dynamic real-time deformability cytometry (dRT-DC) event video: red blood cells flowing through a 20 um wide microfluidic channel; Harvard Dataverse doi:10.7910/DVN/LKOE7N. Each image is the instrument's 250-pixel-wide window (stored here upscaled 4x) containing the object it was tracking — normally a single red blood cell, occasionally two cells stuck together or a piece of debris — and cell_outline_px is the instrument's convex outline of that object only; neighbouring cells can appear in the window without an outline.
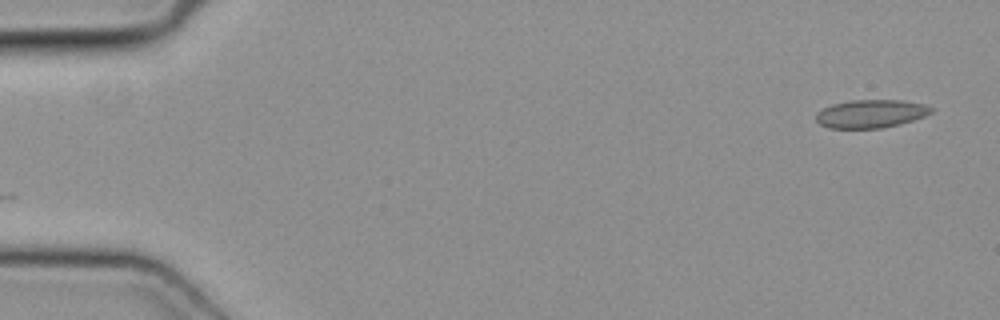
{"species": "common noctule bat (a hibernating species)", "species_latin": "Nyctalus noctula", "temperature_condition": "cold", "stored_images_in_passage": 48, "camera_frame_rate_fps": 3000, "um_per_image_px": 0.085, "animal": {"sex": "female", "body_mass_g": 19.3, "forearm_length_mm": 54.1}, "frame": {"image": 1, "passage_image": 1, "time_ms": 0.0, "image_size_px": [1000, 320], "cell_outline_px": [[932, 112], [924, 116], [900, 124], [880, 128], [828, 128], [820, 124], [816, 120], [816, 112], [832, 104], [852, 100], [900, 100], [924, 104], [932, 108]], "centroid_in_image_um": [74.0, 9.67], "position_along_channel_um": 11.0, "area_um2": 18.79}}
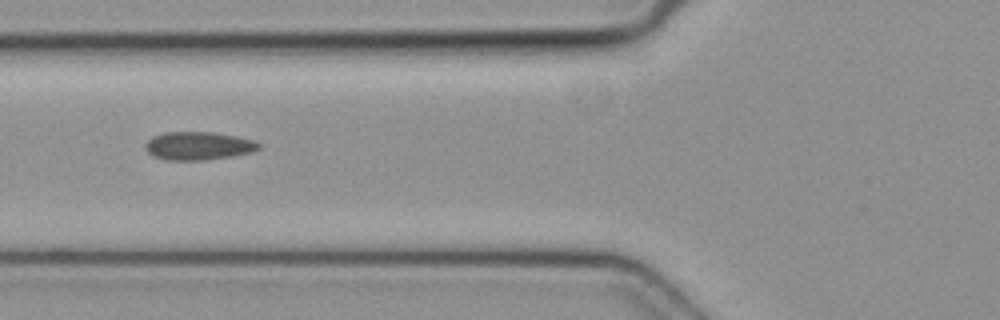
{"frame": {"image": 2, "passage_image": 18, "time_ms": 5.667, "image_size_px": [1000, 320], "cell_outline_px": [[260, 148], [252, 152], [232, 156], [204, 160], [164, 160], [152, 156], [144, 148], [144, 144], [152, 136], [164, 132], [212, 132], [236, 136], [256, 140], [260, 144]], "centroid_in_image_um": [16.84, 12.4], "position_along_channel_um": 109.0, "area_um2": 18.84}}
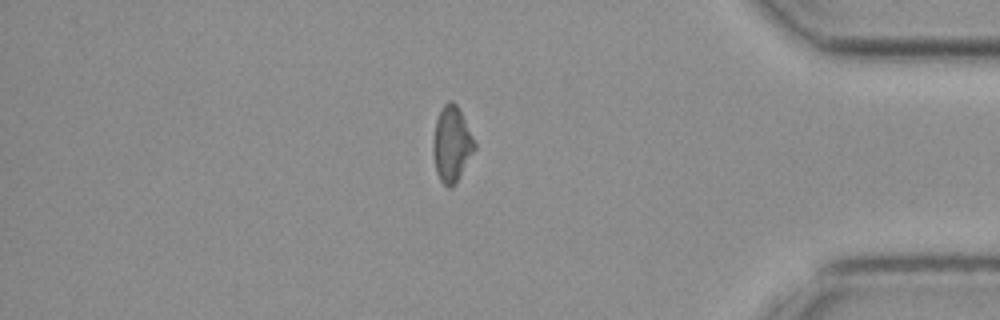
{"frame": {"image": 3, "passage_image": 41, "time_ms": 13.333, "image_size_px": [1000, 320], "cell_outline_px": [[476, 148], [460, 176], [452, 188], [448, 188], [440, 180], [436, 172], [432, 152], [432, 140], [436, 120], [440, 108], [448, 100], [452, 100], [456, 104], [476, 144]], "centroid_in_image_um": [38.36, 12.26], "position_along_channel_um": 396.8, "area_um2": 18.26}}